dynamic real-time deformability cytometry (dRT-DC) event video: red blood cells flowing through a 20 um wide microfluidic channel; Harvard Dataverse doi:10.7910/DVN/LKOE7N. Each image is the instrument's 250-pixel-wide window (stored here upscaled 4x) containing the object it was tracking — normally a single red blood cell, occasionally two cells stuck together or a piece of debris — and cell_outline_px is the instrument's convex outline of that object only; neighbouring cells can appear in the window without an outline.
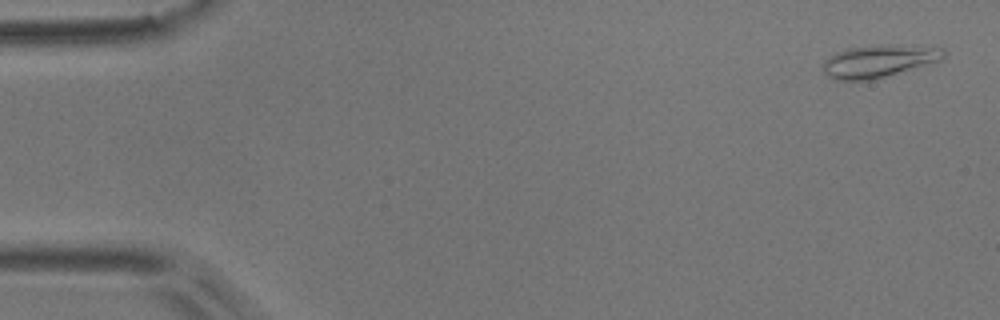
{"species": "common noctule bat (a hibernating species)", "species_latin": "Nyctalus noctula", "temperature_condition": "room temperature", "stored_images_in_passage": 5, "camera_frame_rate_fps": 3000, "um_per_image_px": 0.085, "animal": {"sex": "male", "body_mass_g": 17.9}, "frame": {"image": 1, "passage_image": 1, "time_ms": 0.0, "image_size_px": [1000, 320], "cell_outline_px": [[944, 60], [876, 80], [836, 80], [828, 76], [824, 72], [824, 64], [836, 52], [848, 48], [888, 44], [892, 44], [944, 48]], "centroid_in_image_um": [74.78, 5.21], "position_along_channel_um": 10.2, "area_um2": 22.95}}